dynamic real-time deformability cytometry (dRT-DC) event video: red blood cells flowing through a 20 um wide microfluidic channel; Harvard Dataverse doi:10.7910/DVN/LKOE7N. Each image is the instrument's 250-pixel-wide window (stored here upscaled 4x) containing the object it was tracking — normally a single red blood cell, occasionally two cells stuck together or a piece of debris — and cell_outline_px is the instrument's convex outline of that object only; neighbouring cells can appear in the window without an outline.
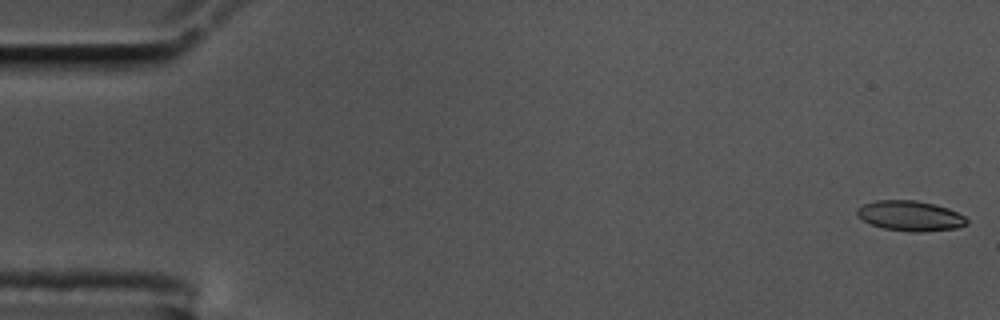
{"species": "common noctule bat (a hibernating species)", "species_latin": "Nyctalus noctula", "temperature_condition": "cold", "stored_images_in_passage": 57, "camera_frame_rate_fps": 3000, "um_per_image_px": 0.085, "animal": {"sex": "male", "body_mass_g": 17.5, "forearm_length_mm": 52.3}, "frame": {"image": 1, "passage_image": 1, "time_ms": 0.0, "image_size_px": [1000, 320], "cell_outline_px": [[968, 224], [960, 228], [920, 232], [912, 232], [884, 228], [872, 224], [864, 220], [856, 212], [856, 208], [864, 204], [876, 200], [916, 200], [948, 208], [964, 216], [968, 220]], "centroid_in_image_um": [77.4, 18.35], "position_along_channel_um": 7.6, "area_um2": 19.19}}
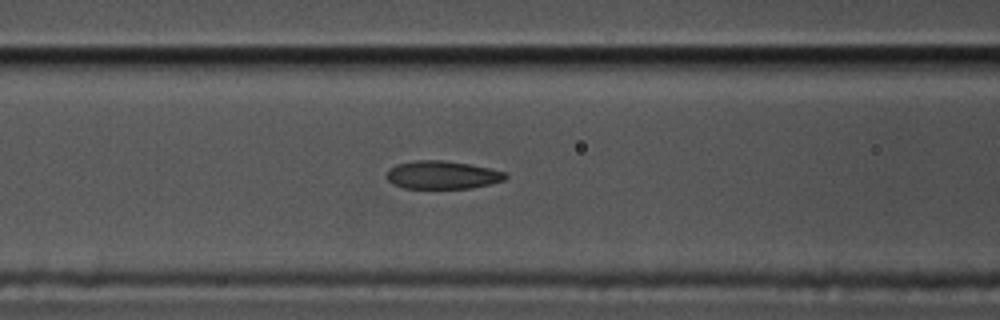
{"frame": {"image": 2, "passage_image": 23, "time_ms": 7.333, "image_size_px": [1000, 320], "cell_outline_px": [[508, 176], [504, 180], [488, 184], [468, 188], [404, 188], [388, 180], [384, 176], [388, 168], [396, 164], [416, 160], [444, 160], [468, 164], [488, 168], [504, 172]], "centroid_in_image_um": [37.54, 14.86], "position_along_channel_um": 129.1, "area_um2": 19.31}}
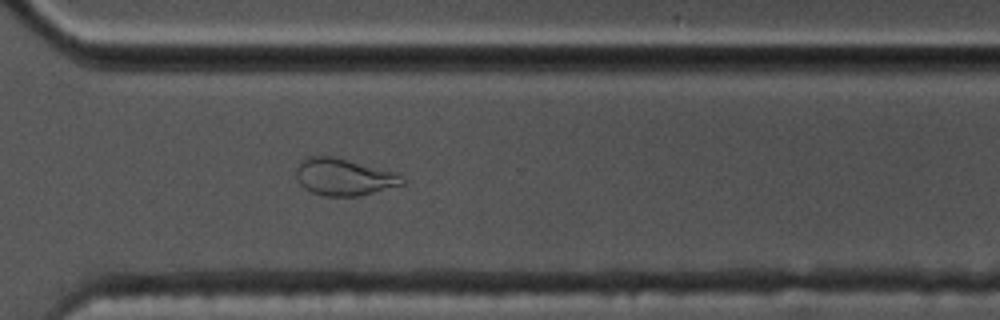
{"frame": {"image": 3, "passage_image": 41, "time_ms": 13.333, "image_size_px": [1000, 320], "cell_outline_px": [[404, 184], [360, 196], [324, 196], [312, 192], [304, 188], [300, 184], [296, 176], [296, 168], [300, 160], [304, 156], [324, 152], [396, 172], [404, 180]], "centroid_in_image_um": [29.17, 14.98], "position_along_channel_um": 341.4, "area_um2": 23.76}, "authors_computed_cell_mechanics": {"area_um2": 20.1722, "velocity_mm_per_s": 3.5449, "shape_relaxation_time_tau1_ms": null, "shape_relaxation_time_tau2_ms": 1.9575, "deformation_change_tau1": null, "deformation_change_tau2": 0.0755}}